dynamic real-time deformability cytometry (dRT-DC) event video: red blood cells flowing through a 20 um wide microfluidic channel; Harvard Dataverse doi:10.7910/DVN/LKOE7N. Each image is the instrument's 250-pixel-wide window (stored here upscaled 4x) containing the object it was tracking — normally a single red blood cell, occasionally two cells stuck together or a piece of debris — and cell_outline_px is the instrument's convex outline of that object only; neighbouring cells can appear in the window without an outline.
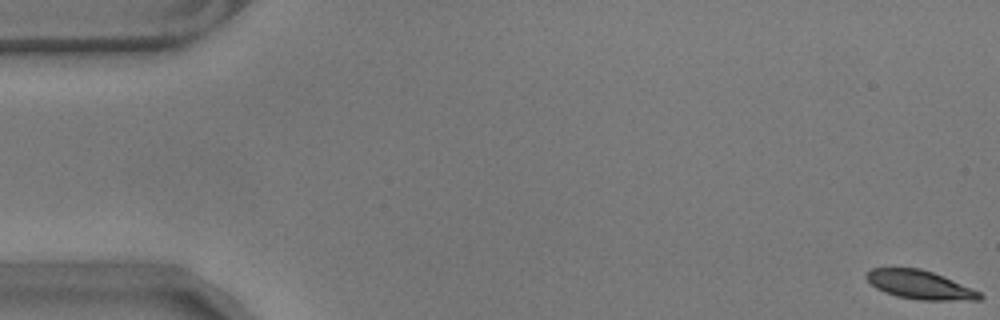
{"species": "common noctule bat (a hibernating species)", "species_latin": "Nyctalus noctula", "temperature_condition": "warm", "stored_images_in_passage": 59, "camera_frame_rate_fps": 3000, "um_per_image_px": 0.085, "animal": {"sex": "male", "body_mass_g": 17.9}, "frame": {"image": 1, "passage_image": 1, "time_ms": 0.0, "image_size_px": [1000, 320], "cell_outline_px": [[984, 296], [980, 300], [920, 300], [896, 296], [884, 292], [876, 288], [864, 276], [872, 268], [920, 268], [944, 276], [972, 288], [980, 292]], "centroid_in_image_um": [78.21, 24.21], "position_along_channel_um": 6.8, "area_um2": 18.9}}
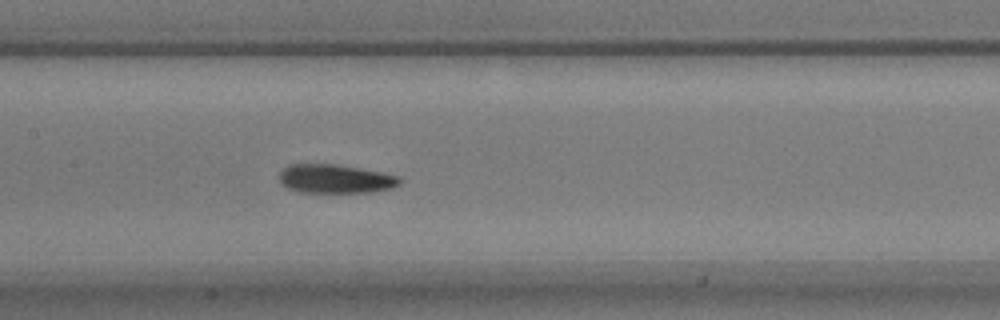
{"frame": {"image": 2, "passage_image": 28, "time_ms": 9.0, "image_size_px": [1000, 320], "cell_outline_px": [[404, 180], [400, 184], [392, 188], [372, 192], [300, 192], [288, 188], [280, 184], [276, 176], [288, 164], [336, 164], [384, 172], [400, 176]], "centroid_in_image_um": [28.51, 15.19], "position_along_channel_um": 178.9, "area_um2": 20.63}}
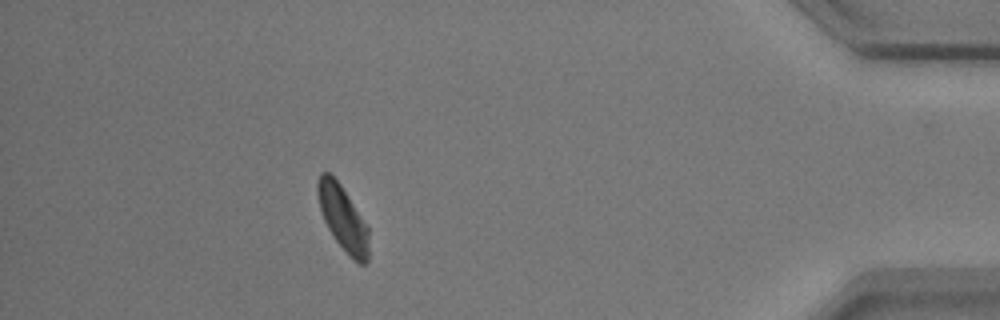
{"frame": {"image": 3, "passage_image": 52, "time_ms": 17.0, "image_size_px": [1000, 320], "cell_outline_px": [[368, 264], [360, 264], [352, 260], [348, 256], [336, 240], [328, 228], [324, 220], [320, 208], [316, 192], [316, 184], [320, 172], [328, 172], [340, 184], [368, 228]], "centroid_in_image_um": [29.13, 18.57], "position_along_channel_um": 406.1, "area_um2": 19.13}, "authors_computed_cell_mechanics": {"area_um2": 19.9988, "velocity_mm_per_s": 3.4849, "shape_relaxation_time_tau1_ms": 3.9471, "shape_relaxation_time_tau2_ms": 9.2027, "deformation_change_tau1": 0.1076, "deformation_change_tau2": 0.1295}}